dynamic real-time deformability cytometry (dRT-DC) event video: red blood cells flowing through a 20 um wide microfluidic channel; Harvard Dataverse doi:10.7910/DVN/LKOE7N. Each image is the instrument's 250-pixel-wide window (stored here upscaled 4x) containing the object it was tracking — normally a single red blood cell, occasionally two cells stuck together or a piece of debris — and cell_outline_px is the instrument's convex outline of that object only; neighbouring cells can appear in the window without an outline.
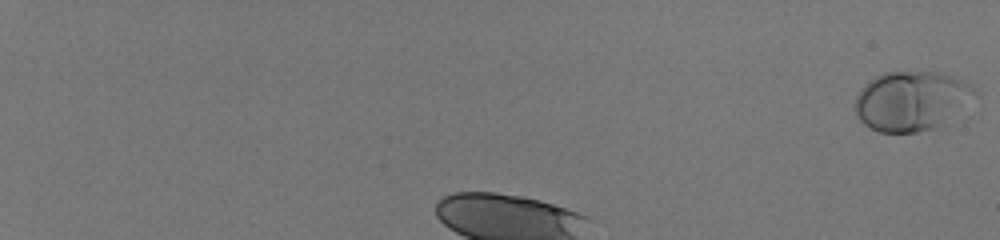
{"species": "human", "species_latin": "Homo sapiens", "temperature_condition": "room temperature", "stored_images_in_passage": 37, "segment_of_instrument_passage": [1, 2], "camera_frame_rate_fps": 3000, "um_per_image_px": 0.085, "donor": {"sex": "male"}, "frame": {"image": 1, "passage_image": 1, "time_ms": 0.0, "image_size_px": [1000, 240], "cell_outline_px": [[976, 92], [944, 128], [916, 132], [880, 132], [864, 124], [856, 116], [856, 96], [864, 84], [876, 76], [884, 72], [940, 72], [952, 76], [976, 88]], "centroid_in_image_um": [77.47, 8.6], "position_along_channel_um": 7.5, "area_um2": 41.62}}
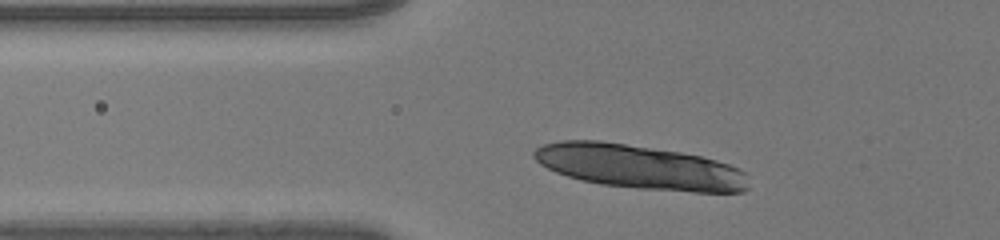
{"frame": {"image": 2, "passage_image": 10, "time_ms": 3.0, "image_size_px": [1000, 240], "cell_outline_px": [[748, 188], [744, 192], [692, 192], [636, 188], [600, 184], [580, 180], [556, 172], [540, 164], [532, 156], [532, 152], [536, 148], [544, 144], [560, 140], [600, 140], [680, 152], [700, 156], [716, 160], [728, 164], [744, 172]], "centroid_in_image_um": [54.32, 14.19], "position_along_channel_um": 71.5, "area_um2": 55.14}}